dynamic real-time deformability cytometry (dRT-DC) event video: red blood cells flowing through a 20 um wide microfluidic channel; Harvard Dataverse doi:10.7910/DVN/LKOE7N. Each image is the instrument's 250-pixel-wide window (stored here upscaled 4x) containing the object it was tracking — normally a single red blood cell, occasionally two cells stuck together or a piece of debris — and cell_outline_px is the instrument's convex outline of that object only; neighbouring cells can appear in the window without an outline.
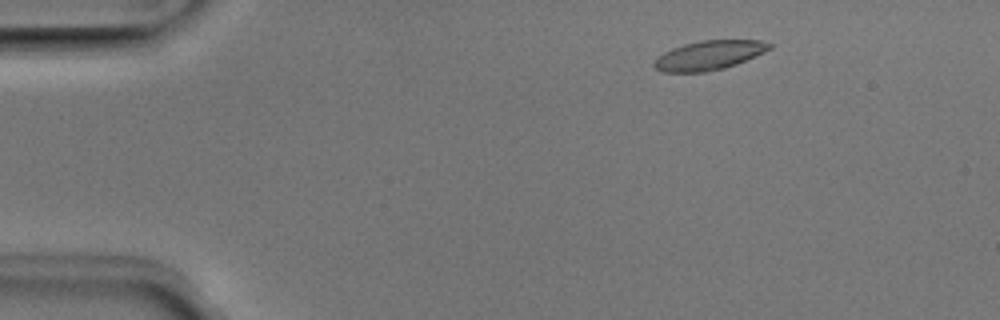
{"species": "Egyptian fruit bat (a non-hibernating species)", "species_latin": "Rousettus aegyptiacus", "temperature_condition": "room temperature", "stored_images_in_passage": 50, "camera_frame_rate_fps": 3000, "um_per_image_px": 0.085, "animal": {"sex": "male"}, "frame": {"image": 1, "passage_image": 6, "time_ms": 1.667, "image_size_px": [1000, 320], "cell_outline_px": [[772, 48], [736, 64], [724, 68], [704, 72], [660, 72], [652, 68], [652, 64], [664, 52], [672, 48], [684, 44], [700, 40], [760, 40], [772, 44]], "centroid_in_image_um": [60.23, 4.7], "position_along_channel_um": 24.8, "area_um2": 19.59}}
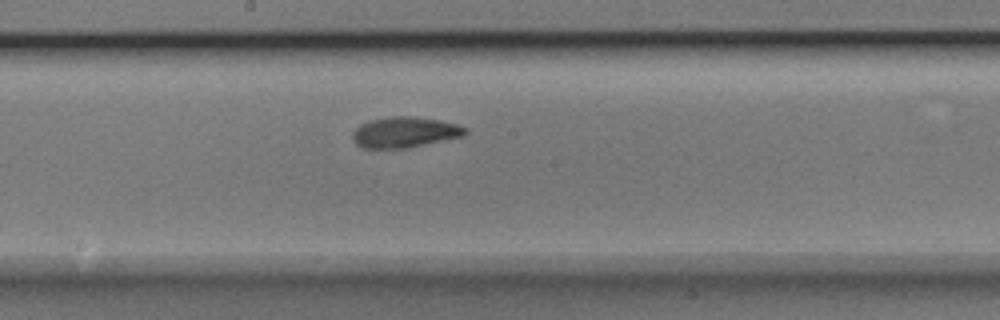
{"frame": {"image": 2, "passage_image": 26, "time_ms": 8.333, "image_size_px": [1000, 320], "cell_outline_px": [[468, 132], [464, 136], [408, 148], [360, 148], [352, 140], [352, 132], [360, 124], [368, 120], [392, 116], [412, 116], [436, 120], [456, 124], [468, 128]], "centroid_in_image_um": [34.37, 11.25], "position_along_channel_um": 213.8, "area_um2": 20.29}}
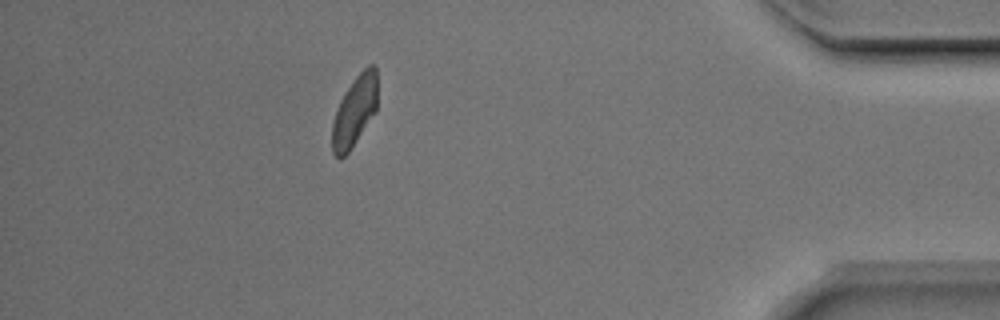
{"frame": {"image": 3, "passage_image": 44, "time_ms": 14.333, "image_size_px": [1000, 320], "cell_outline_px": [[376, 112], [348, 152], [340, 160], [332, 152], [332, 124], [340, 100], [356, 76], [368, 64], [376, 64]], "centroid_in_image_um": [30.14, 9.45], "position_along_channel_um": 405.1, "area_um2": 18.32}, "authors_computed_cell_mechanics": {"area_um2": 19.7098, "velocity_mm_per_s": 3.9566, "shape_relaxation_time_tau1_ms": 4.7093, "shape_relaxation_time_tau2_ms": 1.432, "deformation_change_tau1": 0.1201, "deformation_change_tau2": 0.0607}}